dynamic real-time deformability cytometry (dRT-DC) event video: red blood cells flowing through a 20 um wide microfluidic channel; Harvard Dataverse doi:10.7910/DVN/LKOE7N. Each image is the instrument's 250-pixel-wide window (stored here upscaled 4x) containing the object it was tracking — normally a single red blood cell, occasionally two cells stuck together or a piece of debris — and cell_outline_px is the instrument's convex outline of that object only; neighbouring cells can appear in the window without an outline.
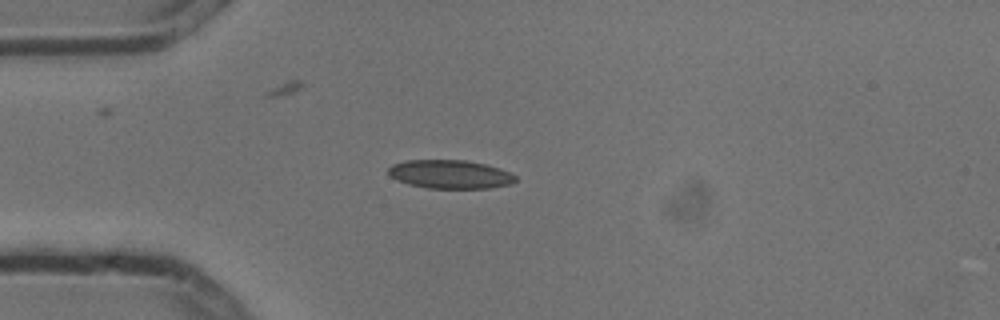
{"species": "common noctule bat (a hibernating species)", "species_latin": "Nyctalus noctula", "temperature_condition": "cold", "stored_images_in_passage": 2, "camera_frame_rate_fps": 3000, "um_per_image_px": 0.085, "animal": {"sex": "male", "body_mass_g": 13.3}, "frame": {"image": 1, "passage_image": 1, "time_ms": 0.0, "image_size_px": [1000, 320], "cell_outline_px": [[516, 180], [512, 184], [492, 188], [428, 188], [408, 184], [396, 180], [388, 172], [388, 168], [392, 164], [408, 160], [464, 160], [484, 164], [500, 168], [516, 176]], "centroid_in_image_um": [38.27, 14.82], "position_along_channel_um": 46.7, "area_um2": 21.15}}